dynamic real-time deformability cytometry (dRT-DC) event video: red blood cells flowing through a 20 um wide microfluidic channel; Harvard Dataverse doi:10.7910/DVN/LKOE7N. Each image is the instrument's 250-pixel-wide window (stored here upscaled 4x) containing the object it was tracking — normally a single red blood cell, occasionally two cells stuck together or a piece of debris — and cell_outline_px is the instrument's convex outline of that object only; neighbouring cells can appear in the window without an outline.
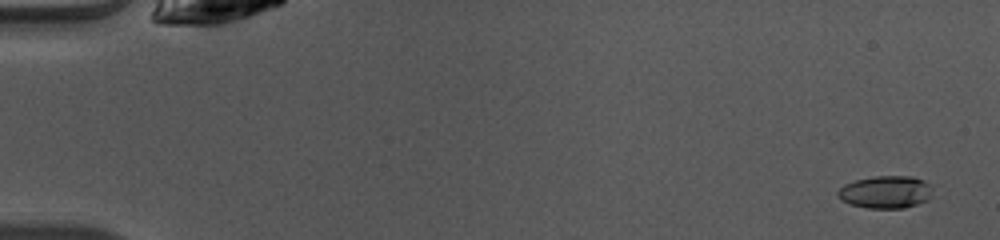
{"species": "common noctule bat (a hibernating species)", "species_latin": "Nyctalus noctula", "temperature_condition": "warm", "stored_images_in_passage": 50, "camera_frame_rate_fps": 3000, "um_per_image_px": 0.085, "animal": {"sex": "female", "body_mass_g": 10.0, "forearm_length_mm": 53.1}, "frame": {"image": 1, "passage_image": 3, "time_ms": 0.667, "image_size_px": [1000, 240], "cell_outline_px": [[932, 196], [928, 200], [904, 208], [868, 208], [848, 204], [840, 200], [836, 192], [844, 184], [856, 180], [876, 176], [912, 176], [924, 180], [932, 184]], "centroid_in_image_um": [75.3, 16.32], "position_along_channel_um": 9.7, "area_um2": 18.21}}
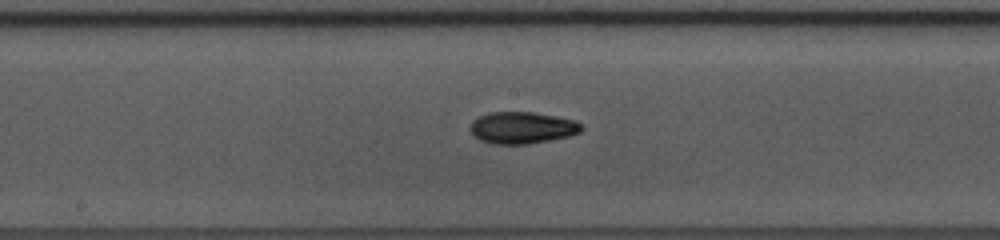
{"frame": {"image": 2, "passage_image": 27, "time_ms": 8.667, "image_size_px": [1000, 240], "cell_outline_px": [[584, 128], [580, 132], [568, 136], [528, 144], [492, 144], [480, 140], [468, 128], [480, 116], [488, 112], [532, 112], [576, 120]], "centroid_in_image_um": [44.39, 10.86], "position_along_channel_um": 203.8, "area_um2": 20.4}}
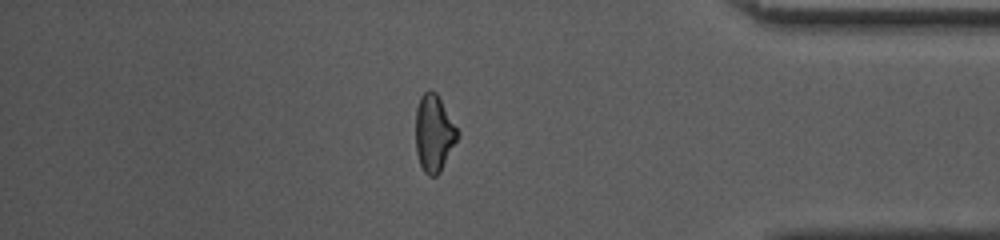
{"frame": {"image": 3, "passage_image": 43, "time_ms": 14.0, "image_size_px": [1000, 240], "cell_outline_px": [[460, 136], [440, 172], [436, 176], [428, 176], [424, 172], [420, 164], [416, 152], [416, 108], [420, 96], [428, 88], [436, 92], [460, 132]], "centroid_in_image_um": [36.89, 11.32], "position_along_channel_um": 398.3, "area_um2": 19.02}, "authors_computed_cell_mechanics": {"area_um2": 19.1607, "velocity_mm_per_s": 4.1188, "shape_relaxation_time_tau1_ms": 5.3616, "shape_relaxation_time_tau2_ms": 2.9575, "deformation_change_tau1": 0.1747, "deformation_change_tau2": 0.0946}}